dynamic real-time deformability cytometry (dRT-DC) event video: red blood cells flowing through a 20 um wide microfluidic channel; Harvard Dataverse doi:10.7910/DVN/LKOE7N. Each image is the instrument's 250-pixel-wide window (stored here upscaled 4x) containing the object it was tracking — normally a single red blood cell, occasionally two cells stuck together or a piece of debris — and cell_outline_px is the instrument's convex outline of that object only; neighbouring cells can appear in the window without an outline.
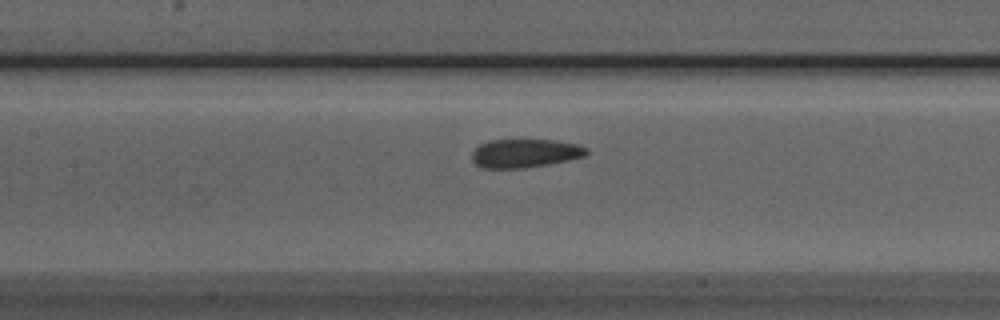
{"species": "Egyptian fruit bat (a non-hibernating species)", "species_latin": "Rousettus aegyptiacus", "temperature_condition": "room temperature", "stored_images_in_passage": 27, "camera_frame_rate_fps": 3000, "um_per_image_px": 0.085, "animal": {"sex": "male"}, "frame": {"image": 1, "passage_image": 9, "time_ms": 2.667, "image_size_px": [1000, 320], "cell_outline_px": [[588, 152], [584, 156], [568, 160], [548, 164], [524, 168], [480, 168], [472, 160], [472, 152], [480, 144], [488, 140], [552, 140], [580, 144], [588, 148]], "centroid_in_image_um": [44.62, 13.02], "position_along_channel_um": 162.8, "area_um2": 19.13}}
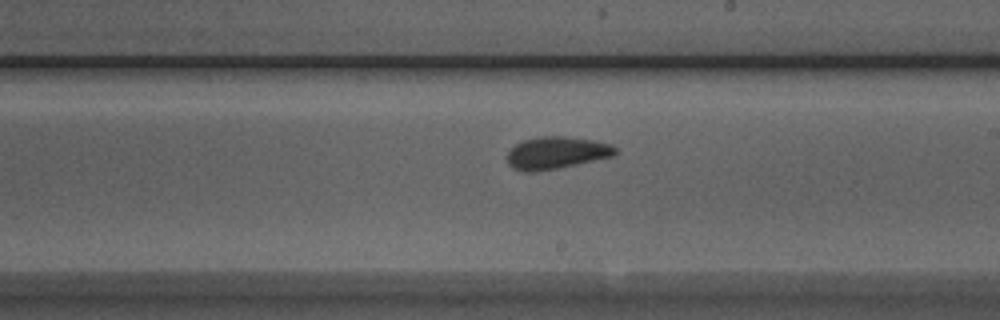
{"frame": {"image": 2, "passage_image": 15, "time_ms": 4.667, "image_size_px": [1000, 320], "cell_outline_px": [[616, 156], [536, 172], [524, 172], [512, 168], [508, 164], [504, 156], [516, 144], [524, 140], [536, 136], [564, 136], [596, 140], [612, 144], [616, 148]], "centroid_in_image_um": [47.28, 12.99], "position_along_channel_um": 241.7, "area_um2": 20.63}}
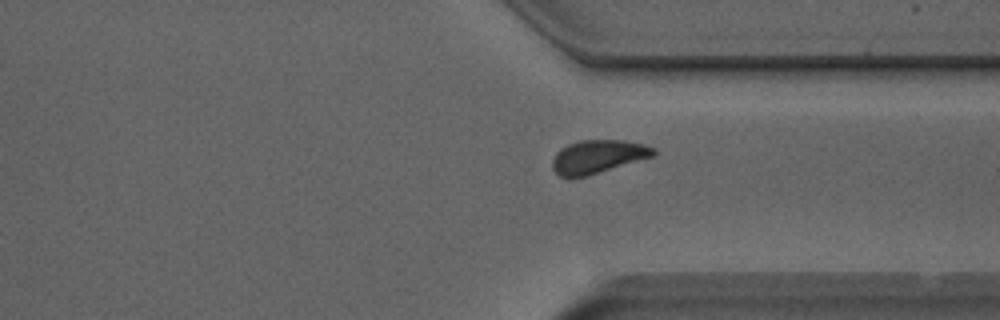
{"frame": {"image": 3, "passage_image": 24, "time_ms": 7.667, "image_size_px": [1000, 320], "cell_outline_px": [[656, 152], [652, 156], [588, 176], [572, 180], [560, 176], [552, 168], [552, 160], [556, 152], [560, 148], [568, 144], [580, 140], [624, 140], [644, 144], [656, 148]], "centroid_in_image_um": [50.77, 13.33], "position_along_channel_um": 360.6, "area_um2": 19.88}}